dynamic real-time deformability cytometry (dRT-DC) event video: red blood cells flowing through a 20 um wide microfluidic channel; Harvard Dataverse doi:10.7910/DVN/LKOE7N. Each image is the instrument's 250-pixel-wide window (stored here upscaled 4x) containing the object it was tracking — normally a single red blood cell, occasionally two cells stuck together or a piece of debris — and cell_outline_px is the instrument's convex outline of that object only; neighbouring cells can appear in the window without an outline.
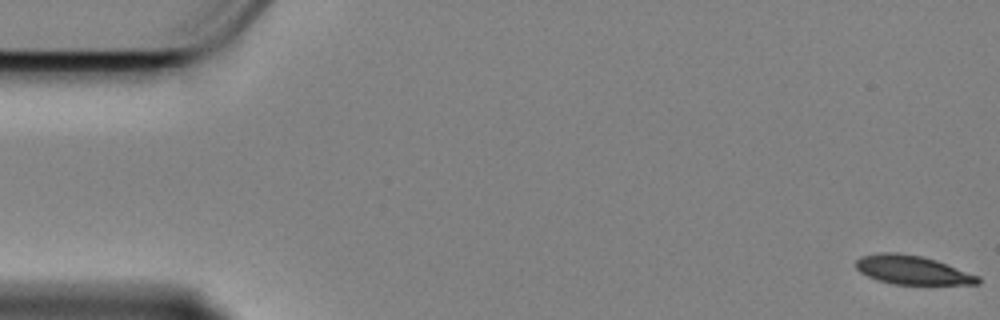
{"species": "Egyptian fruit bat (a non-hibernating species)", "species_latin": "Rousettus aegyptiacus", "temperature_condition": "cold", "stored_images_in_passage": 60, "segment_of_instrument_passage": [1, 2], "camera_frame_rate_fps": 3000, "um_per_image_px": 0.085, "animal": {"sex": "female"}, "frame": {"image": 1, "passage_image": 1, "time_ms": 0.0, "image_size_px": [1000, 320], "cell_outline_px": [[980, 284], [892, 284], [876, 280], [860, 272], [856, 268], [856, 260], [860, 256], [876, 252], [896, 252], [920, 256], [936, 260], [980, 276]], "centroid_in_image_um": [77.51, 22.94], "position_along_channel_um": 7.5, "area_um2": 20.58}}
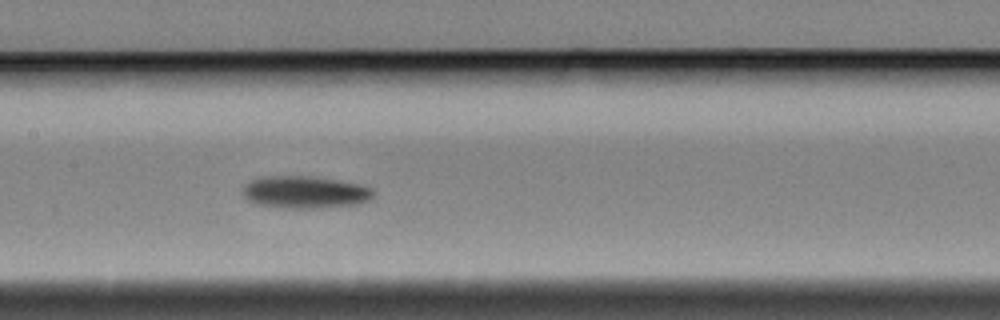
{"frame": {"image": 2, "passage_image": 28, "time_ms": 9.0, "image_size_px": [1000, 320], "cell_outline_px": [[372, 196], [368, 200], [360, 204], [312, 208], [288, 208], [256, 204], [248, 200], [240, 192], [244, 184], [252, 180], [264, 176], [312, 176], [336, 180], [356, 184], [372, 188]], "centroid_in_image_um": [25.86, 16.33], "position_along_channel_um": 181.5, "area_um2": 24.45}}
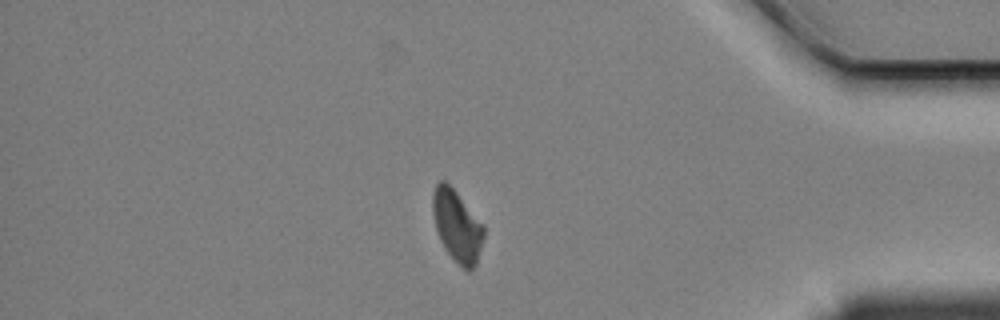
{"frame": {"image": 3, "passage_image": 50, "time_ms": 16.333, "image_size_px": [1000, 320], "cell_outline_px": [[484, 236], [476, 264], [468, 272], [444, 248], [440, 240], [436, 228], [432, 212], [432, 192], [436, 184], [440, 180], [444, 180], [456, 192], [484, 224]], "centroid_in_image_um": [38.84, 19.17], "position_along_channel_um": 396.4, "area_um2": 21.1}}